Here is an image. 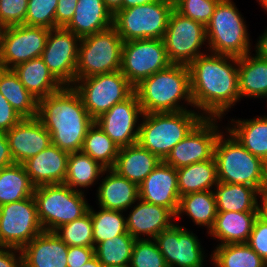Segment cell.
Here are the masks:
<instances>
[{"instance_id":"1","label":"cell","mask_w":267,"mask_h":267,"mask_svg":"<svg viewBox=\"0 0 267 267\" xmlns=\"http://www.w3.org/2000/svg\"><path fill=\"white\" fill-rule=\"evenodd\" d=\"M194 110L206 118H222L240 101L238 57L207 53L189 65Z\"/></svg>"},{"instance_id":"2","label":"cell","mask_w":267,"mask_h":267,"mask_svg":"<svg viewBox=\"0 0 267 267\" xmlns=\"http://www.w3.org/2000/svg\"><path fill=\"white\" fill-rule=\"evenodd\" d=\"M37 118L51 134L52 144L68 153L82 150L87 131L95 122L73 86H63L39 100Z\"/></svg>"},{"instance_id":"3","label":"cell","mask_w":267,"mask_h":267,"mask_svg":"<svg viewBox=\"0 0 267 267\" xmlns=\"http://www.w3.org/2000/svg\"><path fill=\"white\" fill-rule=\"evenodd\" d=\"M134 89L144 114L179 112L194 108L188 65L171 64L142 80Z\"/></svg>"},{"instance_id":"4","label":"cell","mask_w":267,"mask_h":267,"mask_svg":"<svg viewBox=\"0 0 267 267\" xmlns=\"http://www.w3.org/2000/svg\"><path fill=\"white\" fill-rule=\"evenodd\" d=\"M196 111L143 114L138 143L164 161L172 148L204 118Z\"/></svg>"},{"instance_id":"5","label":"cell","mask_w":267,"mask_h":267,"mask_svg":"<svg viewBox=\"0 0 267 267\" xmlns=\"http://www.w3.org/2000/svg\"><path fill=\"white\" fill-rule=\"evenodd\" d=\"M214 158L218 182L252 186L265 196V162L245 149L227 130L216 141Z\"/></svg>"},{"instance_id":"6","label":"cell","mask_w":267,"mask_h":267,"mask_svg":"<svg viewBox=\"0 0 267 267\" xmlns=\"http://www.w3.org/2000/svg\"><path fill=\"white\" fill-rule=\"evenodd\" d=\"M233 0H220L206 25L205 48L214 54L243 57L253 52L248 26Z\"/></svg>"},{"instance_id":"7","label":"cell","mask_w":267,"mask_h":267,"mask_svg":"<svg viewBox=\"0 0 267 267\" xmlns=\"http://www.w3.org/2000/svg\"><path fill=\"white\" fill-rule=\"evenodd\" d=\"M33 197L39 222L49 232L82 217L90 207L86 193L74 191L64 183L35 187Z\"/></svg>"},{"instance_id":"8","label":"cell","mask_w":267,"mask_h":267,"mask_svg":"<svg viewBox=\"0 0 267 267\" xmlns=\"http://www.w3.org/2000/svg\"><path fill=\"white\" fill-rule=\"evenodd\" d=\"M173 9V0H157L118 10L113 15V27L124 42L163 39Z\"/></svg>"},{"instance_id":"9","label":"cell","mask_w":267,"mask_h":267,"mask_svg":"<svg viewBox=\"0 0 267 267\" xmlns=\"http://www.w3.org/2000/svg\"><path fill=\"white\" fill-rule=\"evenodd\" d=\"M124 41L112 26L82 37L79 43L76 81L98 74L119 71Z\"/></svg>"},{"instance_id":"10","label":"cell","mask_w":267,"mask_h":267,"mask_svg":"<svg viewBox=\"0 0 267 267\" xmlns=\"http://www.w3.org/2000/svg\"><path fill=\"white\" fill-rule=\"evenodd\" d=\"M72 86L94 120L135 92L134 86L120 70L78 79Z\"/></svg>"},{"instance_id":"11","label":"cell","mask_w":267,"mask_h":267,"mask_svg":"<svg viewBox=\"0 0 267 267\" xmlns=\"http://www.w3.org/2000/svg\"><path fill=\"white\" fill-rule=\"evenodd\" d=\"M163 41L172 64L189 65L207 53L201 49L205 44L208 46L206 26L181 15L175 9L170 13Z\"/></svg>"},{"instance_id":"12","label":"cell","mask_w":267,"mask_h":267,"mask_svg":"<svg viewBox=\"0 0 267 267\" xmlns=\"http://www.w3.org/2000/svg\"><path fill=\"white\" fill-rule=\"evenodd\" d=\"M171 64L163 39H138L123 43L120 71L134 87Z\"/></svg>"},{"instance_id":"13","label":"cell","mask_w":267,"mask_h":267,"mask_svg":"<svg viewBox=\"0 0 267 267\" xmlns=\"http://www.w3.org/2000/svg\"><path fill=\"white\" fill-rule=\"evenodd\" d=\"M43 231L33 196L0 206V240L5 247L22 249Z\"/></svg>"},{"instance_id":"14","label":"cell","mask_w":267,"mask_h":267,"mask_svg":"<svg viewBox=\"0 0 267 267\" xmlns=\"http://www.w3.org/2000/svg\"><path fill=\"white\" fill-rule=\"evenodd\" d=\"M50 29L24 24L4 27L0 44V67L13 69L41 57Z\"/></svg>"},{"instance_id":"15","label":"cell","mask_w":267,"mask_h":267,"mask_svg":"<svg viewBox=\"0 0 267 267\" xmlns=\"http://www.w3.org/2000/svg\"><path fill=\"white\" fill-rule=\"evenodd\" d=\"M221 119L204 117L183 140L172 148L164 162L179 169L212 159L216 141L222 133L221 126L217 123L222 121Z\"/></svg>"},{"instance_id":"16","label":"cell","mask_w":267,"mask_h":267,"mask_svg":"<svg viewBox=\"0 0 267 267\" xmlns=\"http://www.w3.org/2000/svg\"><path fill=\"white\" fill-rule=\"evenodd\" d=\"M80 40V37L65 27H57L49 31L41 58L63 86H72L76 81Z\"/></svg>"},{"instance_id":"17","label":"cell","mask_w":267,"mask_h":267,"mask_svg":"<svg viewBox=\"0 0 267 267\" xmlns=\"http://www.w3.org/2000/svg\"><path fill=\"white\" fill-rule=\"evenodd\" d=\"M153 240L168 267H204L207 261V255L198 236L184 225L174 223Z\"/></svg>"},{"instance_id":"18","label":"cell","mask_w":267,"mask_h":267,"mask_svg":"<svg viewBox=\"0 0 267 267\" xmlns=\"http://www.w3.org/2000/svg\"><path fill=\"white\" fill-rule=\"evenodd\" d=\"M143 114L134 92L129 98L116 103L110 110L99 116L95 123L120 148L138 142Z\"/></svg>"},{"instance_id":"19","label":"cell","mask_w":267,"mask_h":267,"mask_svg":"<svg viewBox=\"0 0 267 267\" xmlns=\"http://www.w3.org/2000/svg\"><path fill=\"white\" fill-rule=\"evenodd\" d=\"M129 210L126 215L127 232L136 240L154 239L176 220V215L170 209L140 198Z\"/></svg>"},{"instance_id":"20","label":"cell","mask_w":267,"mask_h":267,"mask_svg":"<svg viewBox=\"0 0 267 267\" xmlns=\"http://www.w3.org/2000/svg\"><path fill=\"white\" fill-rule=\"evenodd\" d=\"M14 163L23 164L47 148L51 134L37 118H23L6 132Z\"/></svg>"},{"instance_id":"21","label":"cell","mask_w":267,"mask_h":267,"mask_svg":"<svg viewBox=\"0 0 267 267\" xmlns=\"http://www.w3.org/2000/svg\"><path fill=\"white\" fill-rule=\"evenodd\" d=\"M139 198L164 206L176 215L180 202L177 169L161 161L139 185Z\"/></svg>"},{"instance_id":"22","label":"cell","mask_w":267,"mask_h":267,"mask_svg":"<svg viewBox=\"0 0 267 267\" xmlns=\"http://www.w3.org/2000/svg\"><path fill=\"white\" fill-rule=\"evenodd\" d=\"M69 153L50 144L23 163L34 187L64 183Z\"/></svg>"},{"instance_id":"23","label":"cell","mask_w":267,"mask_h":267,"mask_svg":"<svg viewBox=\"0 0 267 267\" xmlns=\"http://www.w3.org/2000/svg\"><path fill=\"white\" fill-rule=\"evenodd\" d=\"M21 251L23 267H68V246L54 232H41Z\"/></svg>"},{"instance_id":"24","label":"cell","mask_w":267,"mask_h":267,"mask_svg":"<svg viewBox=\"0 0 267 267\" xmlns=\"http://www.w3.org/2000/svg\"><path fill=\"white\" fill-rule=\"evenodd\" d=\"M101 177L103 178L96 191L98 207L127 212L139 199V186L120 176L112 168L105 169Z\"/></svg>"},{"instance_id":"25","label":"cell","mask_w":267,"mask_h":267,"mask_svg":"<svg viewBox=\"0 0 267 267\" xmlns=\"http://www.w3.org/2000/svg\"><path fill=\"white\" fill-rule=\"evenodd\" d=\"M113 26V14L103 0H78L72 20L65 27L82 38Z\"/></svg>"},{"instance_id":"26","label":"cell","mask_w":267,"mask_h":267,"mask_svg":"<svg viewBox=\"0 0 267 267\" xmlns=\"http://www.w3.org/2000/svg\"><path fill=\"white\" fill-rule=\"evenodd\" d=\"M261 212H217L208 235L217 239V245L247 243L253 225Z\"/></svg>"},{"instance_id":"27","label":"cell","mask_w":267,"mask_h":267,"mask_svg":"<svg viewBox=\"0 0 267 267\" xmlns=\"http://www.w3.org/2000/svg\"><path fill=\"white\" fill-rule=\"evenodd\" d=\"M160 162L161 160L155 154L137 142L119 148L116 163L112 169L139 186Z\"/></svg>"},{"instance_id":"28","label":"cell","mask_w":267,"mask_h":267,"mask_svg":"<svg viewBox=\"0 0 267 267\" xmlns=\"http://www.w3.org/2000/svg\"><path fill=\"white\" fill-rule=\"evenodd\" d=\"M215 187L217 212H261L264 196L256 188L223 182H218Z\"/></svg>"},{"instance_id":"29","label":"cell","mask_w":267,"mask_h":267,"mask_svg":"<svg viewBox=\"0 0 267 267\" xmlns=\"http://www.w3.org/2000/svg\"><path fill=\"white\" fill-rule=\"evenodd\" d=\"M252 52L238 58V90L245 98H267V59ZM267 102V100H266Z\"/></svg>"},{"instance_id":"30","label":"cell","mask_w":267,"mask_h":267,"mask_svg":"<svg viewBox=\"0 0 267 267\" xmlns=\"http://www.w3.org/2000/svg\"><path fill=\"white\" fill-rule=\"evenodd\" d=\"M224 128L253 155L267 160V115L250 119H231ZM230 125V126H229Z\"/></svg>"},{"instance_id":"31","label":"cell","mask_w":267,"mask_h":267,"mask_svg":"<svg viewBox=\"0 0 267 267\" xmlns=\"http://www.w3.org/2000/svg\"><path fill=\"white\" fill-rule=\"evenodd\" d=\"M23 86L38 101L60 90L63 85L52 75L41 57L13 68Z\"/></svg>"},{"instance_id":"32","label":"cell","mask_w":267,"mask_h":267,"mask_svg":"<svg viewBox=\"0 0 267 267\" xmlns=\"http://www.w3.org/2000/svg\"><path fill=\"white\" fill-rule=\"evenodd\" d=\"M179 195L213 190L218 183L215 158L177 169Z\"/></svg>"},{"instance_id":"33","label":"cell","mask_w":267,"mask_h":267,"mask_svg":"<svg viewBox=\"0 0 267 267\" xmlns=\"http://www.w3.org/2000/svg\"><path fill=\"white\" fill-rule=\"evenodd\" d=\"M186 215L199 227L207 228V234L213 228L216 215V198L213 190L190 193L180 196L176 219Z\"/></svg>"},{"instance_id":"34","label":"cell","mask_w":267,"mask_h":267,"mask_svg":"<svg viewBox=\"0 0 267 267\" xmlns=\"http://www.w3.org/2000/svg\"><path fill=\"white\" fill-rule=\"evenodd\" d=\"M105 169L98 161L82 151L70 152L64 184L74 191L85 193L83 189L99 184L98 181Z\"/></svg>"},{"instance_id":"35","label":"cell","mask_w":267,"mask_h":267,"mask_svg":"<svg viewBox=\"0 0 267 267\" xmlns=\"http://www.w3.org/2000/svg\"><path fill=\"white\" fill-rule=\"evenodd\" d=\"M0 93L22 118H35L38 100L23 86L13 69L0 67Z\"/></svg>"},{"instance_id":"36","label":"cell","mask_w":267,"mask_h":267,"mask_svg":"<svg viewBox=\"0 0 267 267\" xmlns=\"http://www.w3.org/2000/svg\"><path fill=\"white\" fill-rule=\"evenodd\" d=\"M34 188L23 164L0 169V206L33 196Z\"/></svg>"},{"instance_id":"37","label":"cell","mask_w":267,"mask_h":267,"mask_svg":"<svg viewBox=\"0 0 267 267\" xmlns=\"http://www.w3.org/2000/svg\"><path fill=\"white\" fill-rule=\"evenodd\" d=\"M209 259L215 267H267L247 243L217 245Z\"/></svg>"},{"instance_id":"38","label":"cell","mask_w":267,"mask_h":267,"mask_svg":"<svg viewBox=\"0 0 267 267\" xmlns=\"http://www.w3.org/2000/svg\"><path fill=\"white\" fill-rule=\"evenodd\" d=\"M136 239L129 233L107 239L94 247V255L104 266H129Z\"/></svg>"},{"instance_id":"39","label":"cell","mask_w":267,"mask_h":267,"mask_svg":"<svg viewBox=\"0 0 267 267\" xmlns=\"http://www.w3.org/2000/svg\"><path fill=\"white\" fill-rule=\"evenodd\" d=\"M81 151L109 169L115 166L119 147L94 122L87 131Z\"/></svg>"},{"instance_id":"40","label":"cell","mask_w":267,"mask_h":267,"mask_svg":"<svg viewBox=\"0 0 267 267\" xmlns=\"http://www.w3.org/2000/svg\"><path fill=\"white\" fill-rule=\"evenodd\" d=\"M88 211L92 218L94 247L107 239L128 233L126 216L122 211L106 210L100 207L98 211H95L91 205Z\"/></svg>"},{"instance_id":"41","label":"cell","mask_w":267,"mask_h":267,"mask_svg":"<svg viewBox=\"0 0 267 267\" xmlns=\"http://www.w3.org/2000/svg\"><path fill=\"white\" fill-rule=\"evenodd\" d=\"M67 246L94 247L93 224L88 211L82 217L53 231Z\"/></svg>"},{"instance_id":"42","label":"cell","mask_w":267,"mask_h":267,"mask_svg":"<svg viewBox=\"0 0 267 267\" xmlns=\"http://www.w3.org/2000/svg\"><path fill=\"white\" fill-rule=\"evenodd\" d=\"M58 0H28L24 25L56 28L55 11Z\"/></svg>"},{"instance_id":"43","label":"cell","mask_w":267,"mask_h":267,"mask_svg":"<svg viewBox=\"0 0 267 267\" xmlns=\"http://www.w3.org/2000/svg\"><path fill=\"white\" fill-rule=\"evenodd\" d=\"M128 267H168L153 239L136 240Z\"/></svg>"},{"instance_id":"44","label":"cell","mask_w":267,"mask_h":267,"mask_svg":"<svg viewBox=\"0 0 267 267\" xmlns=\"http://www.w3.org/2000/svg\"><path fill=\"white\" fill-rule=\"evenodd\" d=\"M174 9L181 15L207 25L220 0H173Z\"/></svg>"},{"instance_id":"45","label":"cell","mask_w":267,"mask_h":267,"mask_svg":"<svg viewBox=\"0 0 267 267\" xmlns=\"http://www.w3.org/2000/svg\"><path fill=\"white\" fill-rule=\"evenodd\" d=\"M28 0H0V22L4 27L25 22Z\"/></svg>"},{"instance_id":"46","label":"cell","mask_w":267,"mask_h":267,"mask_svg":"<svg viewBox=\"0 0 267 267\" xmlns=\"http://www.w3.org/2000/svg\"><path fill=\"white\" fill-rule=\"evenodd\" d=\"M247 244L267 262V218L262 213L254 222Z\"/></svg>"},{"instance_id":"47","label":"cell","mask_w":267,"mask_h":267,"mask_svg":"<svg viewBox=\"0 0 267 267\" xmlns=\"http://www.w3.org/2000/svg\"><path fill=\"white\" fill-rule=\"evenodd\" d=\"M23 118L0 93V132L6 133Z\"/></svg>"},{"instance_id":"48","label":"cell","mask_w":267,"mask_h":267,"mask_svg":"<svg viewBox=\"0 0 267 267\" xmlns=\"http://www.w3.org/2000/svg\"><path fill=\"white\" fill-rule=\"evenodd\" d=\"M94 256V247L68 246V267H80Z\"/></svg>"},{"instance_id":"49","label":"cell","mask_w":267,"mask_h":267,"mask_svg":"<svg viewBox=\"0 0 267 267\" xmlns=\"http://www.w3.org/2000/svg\"><path fill=\"white\" fill-rule=\"evenodd\" d=\"M78 0H58L55 11V21L57 27H66L72 20Z\"/></svg>"},{"instance_id":"50","label":"cell","mask_w":267,"mask_h":267,"mask_svg":"<svg viewBox=\"0 0 267 267\" xmlns=\"http://www.w3.org/2000/svg\"><path fill=\"white\" fill-rule=\"evenodd\" d=\"M0 267H23L21 249L5 247L0 250Z\"/></svg>"},{"instance_id":"51","label":"cell","mask_w":267,"mask_h":267,"mask_svg":"<svg viewBox=\"0 0 267 267\" xmlns=\"http://www.w3.org/2000/svg\"><path fill=\"white\" fill-rule=\"evenodd\" d=\"M14 164L6 133L0 132V169Z\"/></svg>"},{"instance_id":"52","label":"cell","mask_w":267,"mask_h":267,"mask_svg":"<svg viewBox=\"0 0 267 267\" xmlns=\"http://www.w3.org/2000/svg\"><path fill=\"white\" fill-rule=\"evenodd\" d=\"M257 43H255V53L262 58L267 59V28L264 32L258 37Z\"/></svg>"},{"instance_id":"53","label":"cell","mask_w":267,"mask_h":267,"mask_svg":"<svg viewBox=\"0 0 267 267\" xmlns=\"http://www.w3.org/2000/svg\"><path fill=\"white\" fill-rule=\"evenodd\" d=\"M105 7L114 15L118 10H122L123 0H103Z\"/></svg>"},{"instance_id":"54","label":"cell","mask_w":267,"mask_h":267,"mask_svg":"<svg viewBox=\"0 0 267 267\" xmlns=\"http://www.w3.org/2000/svg\"><path fill=\"white\" fill-rule=\"evenodd\" d=\"M155 1H157V0H123L122 9L135 7L137 5L148 4L151 2H155Z\"/></svg>"},{"instance_id":"55","label":"cell","mask_w":267,"mask_h":267,"mask_svg":"<svg viewBox=\"0 0 267 267\" xmlns=\"http://www.w3.org/2000/svg\"><path fill=\"white\" fill-rule=\"evenodd\" d=\"M80 267H104L100 261L94 256L88 262L81 265Z\"/></svg>"},{"instance_id":"56","label":"cell","mask_w":267,"mask_h":267,"mask_svg":"<svg viewBox=\"0 0 267 267\" xmlns=\"http://www.w3.org/2000/svg\"><path fill=\"white\" fill-rule=\"evenodd\" d=\"M261 213L267 218V196H264L261 204Z\"/></svg>"},{"instance_id":"57","label":"cell","mask_w":267,"mask_h":267,"mask_svg":"<svg viewBox=\"0 0 267 267\" xmlns=\"http://www.w3.org/2000/svg\"><path fill=\"white\" fill-rule=\"evenodd\" d=\"M264 170H265V196H267V160L264 164Z\"/></svg>"},{"instance_id":"58","label":"cell","mask_w":267,"mask_h":267,"mask_svg":"<svg viewBox=\"0 0 267 267\" xmlns=\"http://www.w3.org/2000/svg\"><path fill=\"white\" fill-rule=\"evenodd\" d=\"M260 7L262 6L264 11L267 12V0H258Z\"/></svg>"},{"instance_id":"59","label":"cell","mask_w":267,"mask_h":267,"mask_svg":"<svg viewBox=\"0 0 267 267\" xmlns=\"http://www.w3.org/2000/svg\"><path fill=\"white\" fill-rule=\"evenodd\" d=\"M3 30H4V26L1 24L0 22V44H1V40H2V33H3Z\"/></svg>"},{"instance_id":"60","label":"cell","mask_w":267,"mask_h":267,"mask_svg":"<svg viewBox=\"0 0 267 267\" xmlns=\"http://www.w3.org/2000/svg\"><path fill=\"white\" fill-rule=\"evenodd\" d=\"M3 248H5V246L2 244V242L0 240V250H2Z\"/></svg>"},{"instance_id":"61","label":"cell","mask_w":267,"mask_h":267,"mask_svg":"<svg viewBox=\"0 0 267 267\" xmlns=\"http://www.w3.org/2000/svg\"><path fill=\"white\" fill-rule=\"evenodd\" d=\"M107 267H128V266H107Z\"/></svg>"}]
</instances>
